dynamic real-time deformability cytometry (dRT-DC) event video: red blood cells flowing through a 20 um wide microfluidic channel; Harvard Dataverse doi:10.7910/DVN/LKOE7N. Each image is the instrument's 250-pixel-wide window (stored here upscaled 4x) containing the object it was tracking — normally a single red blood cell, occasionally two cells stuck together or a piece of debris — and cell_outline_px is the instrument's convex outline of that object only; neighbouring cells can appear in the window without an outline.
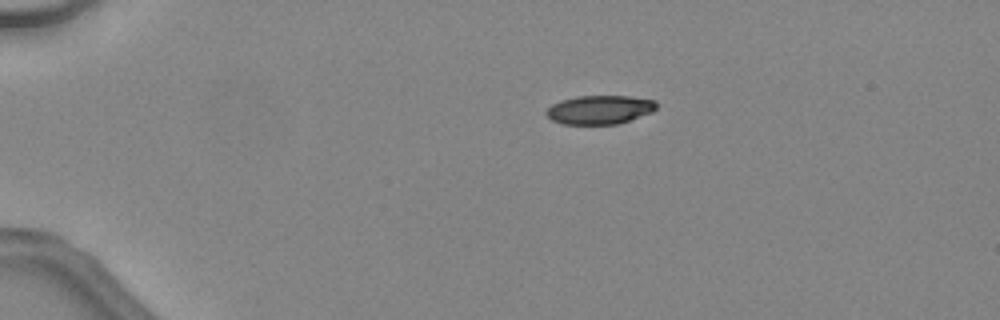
{"species": "common noctule bat (a hibernating species)", "species_latin": "Nyctalus noctula", "temperature_condition": "warm", "stored_images_in_passage": 9, "camera_frame_rate_fps": 3000, "um_per_image_px": 0.085, "animal": {"sex": "female", "body_mass_g": 24.6, "forearm_length_mm": 56.2}, "frame": {"image": 1, "passage_image": 1, "time_ms": 0.0, "image_size_px": [1000, 320], "cell_outline_px": [[656, 108], [652, 112], [620, 124], [564, 124], [552, 120], [544, 112], [552, 104], [560, 100], [576, 96], [628, 96], [656, 100]], "centroid_in_image_um": [50.97, 9.32], "position_along_channel_um": 34.0, "area_um2": 18.55}}